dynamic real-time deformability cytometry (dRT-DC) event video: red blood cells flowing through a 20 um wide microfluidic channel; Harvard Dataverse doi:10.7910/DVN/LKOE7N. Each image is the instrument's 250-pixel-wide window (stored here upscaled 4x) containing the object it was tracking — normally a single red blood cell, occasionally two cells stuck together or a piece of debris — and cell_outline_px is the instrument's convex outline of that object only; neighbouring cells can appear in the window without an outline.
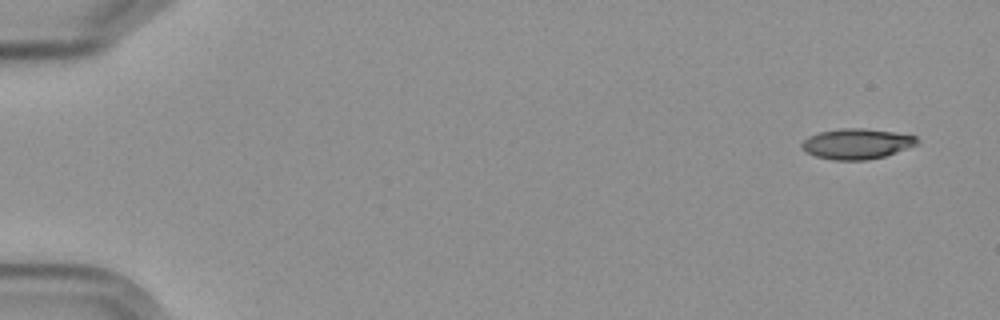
{"species": "Egyptian fruit bat (a non-hibernating species)", "species_latin": "Rousettus aegyptiacus", "temperature_condition": "cold", "stored_images_in_passage": 5, "camera_frame_rate_fps": 3000, "um_per_image_px": 0.085, "frame": {"image": 1, "passage_image": 1, "time_ms": 0.0, "image_size_px": [1000, 320], "cell_outline_px": [[920, 140], [916, 144], [896, 152], [884, 156], [868, 160], [832, 160], [816, 156], [804, 152], [800, 148], [800, 144], [808, 136], [820, 132], [840, 128], [864, 128], [896, 132], [916, 136]], "centroid_in_image_um": [72.78, 12.22], "position_along_channel_um": 12.2, "area_um2": 20.58}}
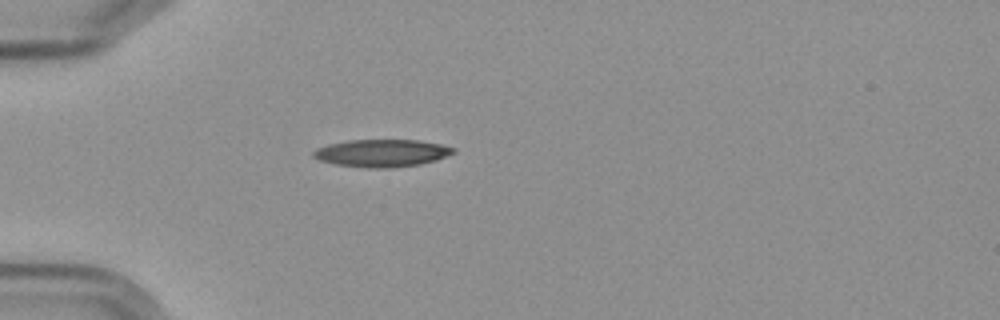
{"frame": {"image": 2, "passage_image": 5, "time_ms": 4.667, "image_size_px": [1000, 320], "cell_outline_px": [[456, 152], [436, 160], [420, 164], [392, 168], [368, 168], [336, 164], [320, 160], [312, 156], [312, 152], [316, 148], [328, 144], [348, 140], [420, 140], [440, 144], [456, 148]], "centroid_in_image_um": [32.46, 13.01], "position_along_channel_um": 52.5, "area_um2": 22.48}}